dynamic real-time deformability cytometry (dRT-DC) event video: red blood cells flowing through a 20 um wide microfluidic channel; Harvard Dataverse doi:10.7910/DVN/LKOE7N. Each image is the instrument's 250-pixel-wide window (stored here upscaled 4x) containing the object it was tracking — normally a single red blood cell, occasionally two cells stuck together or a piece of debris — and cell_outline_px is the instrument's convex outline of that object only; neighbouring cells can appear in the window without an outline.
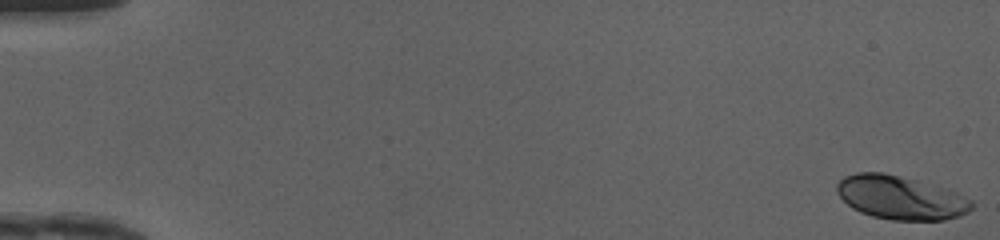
{"species": "human", "species_latin": "Homo sapiens", "temperature_condition": "cold", "stored_images_in_passage": 50, "camera_frame_rate_fps": 3000, "um_per_image_px": 0.085, "donor": {"sex": "female"}, "frame": {"image": 1, "passage_image": 1, "time_ms": 0.0, "image_size_px": [1000, 240], "cell_outline_px": [[976, 204], [968, 212], [960, 216], [944, 220], [892, 220], [872, 216], [860, 212], [852, 208], [836, 192], [836, 184], [844, 176], [856, 172], [884, 172], [916, 180], [956, 192], [972, 200]], "centroid_in_image_um": [76.55, 16.8], "position_along_channel_um": 8.5, "area_um2": 34.33}}
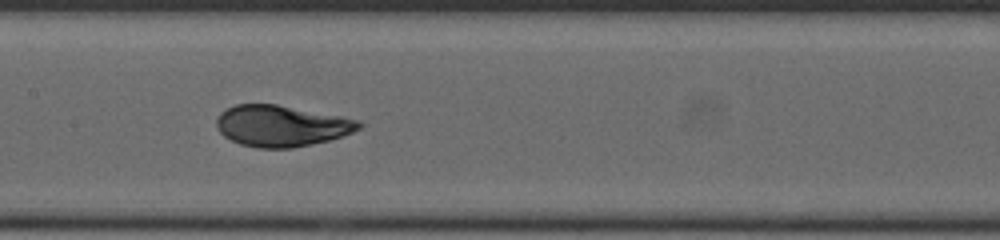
{"frame": {"image": 2, "passage_image": 26, "time_ms": 8.333, "image_size_px": [1000, 240], "cell_outline_px": [[364, 124], [360, 128], [344, 136], [312, 144], [292, 148], [256, 148], [240, 144], [224, 136], [216, 128], [216, 120], [220, 112], [236, 104], [276, 104], [340, 116], [360, 120]], "centroid_in_image_um": [23.92, 10.7], "position_along_channel_um": 183.5, "area_um2": 34.22}}
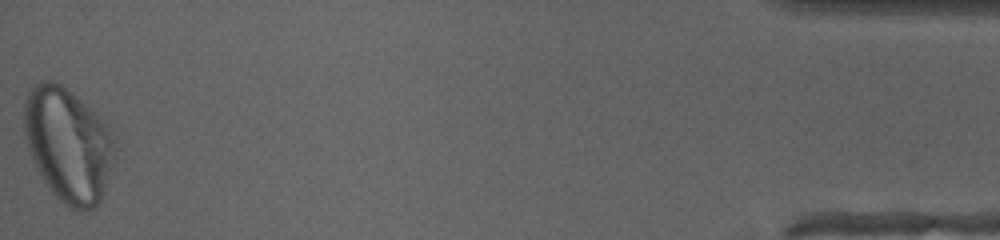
{"frame": {"image": 3, "passage_image": 50, "time_ms": 16.333, "image_size_px": [1000, 240], "cell_outline_px": [[116, 156], [104, 192], [96, 208], [68, 208], [48, 188], [36, 168], [32, 160], [28, 148], [24, 132], [24, 104], [28, 92], [36, 84], [44, 80], [52, 80], [60, 84], [72, 92], [100, 116], [104, 120], [112, 136], [116, 148]], "centroid_in_image_um": [5.8, 12.29], "position_along_channel_um": 429.4, "area_um2": 60.4}, "authors_computed_cell_mechanics": {"area_um2": 34.102, "velocity_mm_per_s": 4.1632, "shape_relaxation_time_tau1_ms": 3.2369, "shape_relaxation_time_tau2_ms": null, "deformation_change_tau1": 0.1706, "deformation_change_tau2": null}}